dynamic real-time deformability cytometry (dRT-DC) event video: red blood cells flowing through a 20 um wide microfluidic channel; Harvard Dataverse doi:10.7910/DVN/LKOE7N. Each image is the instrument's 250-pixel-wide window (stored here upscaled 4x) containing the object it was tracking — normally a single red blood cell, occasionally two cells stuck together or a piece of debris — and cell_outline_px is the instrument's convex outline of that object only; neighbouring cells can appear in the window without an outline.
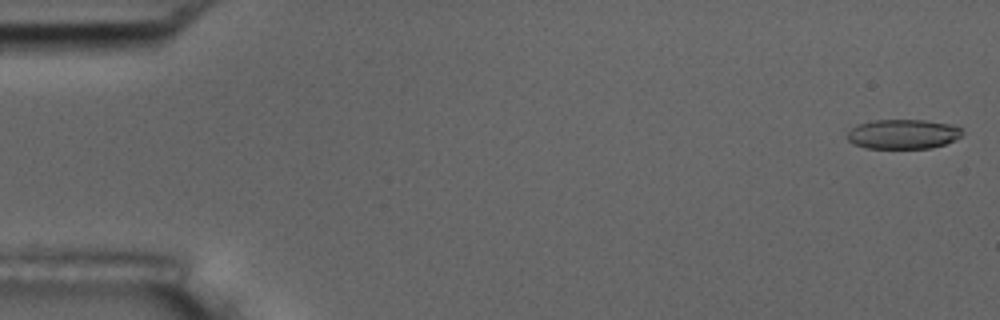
{"species": "common noctule bat (a hibernating species)", "species_latin": "Nyctalus noctula", "temperature_condition": "room temperature", "stored_images_in_passage": 56, "camera_frame_rate_fps": 3000, "um_per_image_px": 0.085, "animal": {"sex": "male", "body_mass_g": 17.5, "forearm_length_mm": 52.3}, "frame": {"image": 1, "passage_image": 2, "time_ms": 0.333, "image_size_px": [1000, 320], "cell_outline_px": [[964, 132], [956, 140], [932, 148], [864, 148], [852, 144], [848, 140], [848, 132], [856, 124], [872, 120], [924, 120], [948, 124], [960, 128]], "centroid_in_image_um": [76.73, 11.4], "position_along_channel_um": 8.3, "area_um2": 19.88}}
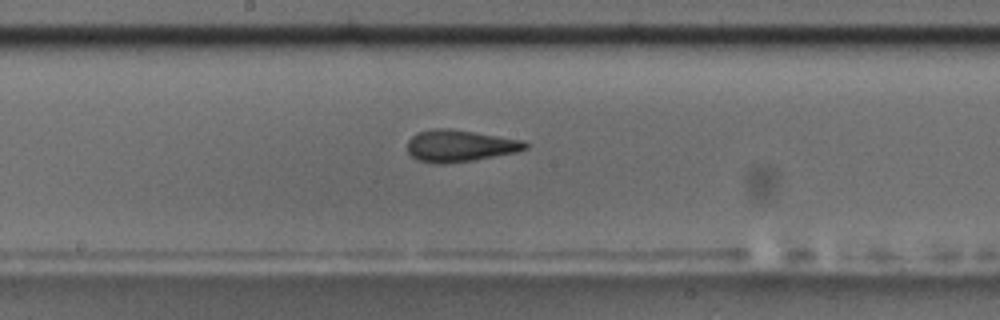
{"frame": {"image": 2, "passage_image": 30, "time_ms": 9.667, "image_size_px": [1000, 320], "cell_outline_px": [[528, 148], [516, 152], [472, 160], [444, 164], [432, 164], [416, 160], [408, 152], [408, 140], [416, 132], [432, 128], [452, 128], [524, 140], [528, 144]], "centroid_in_image_um": [39.06, 12.38], "position_along_channel_um": 209.1, "area_um2": 22.14}}
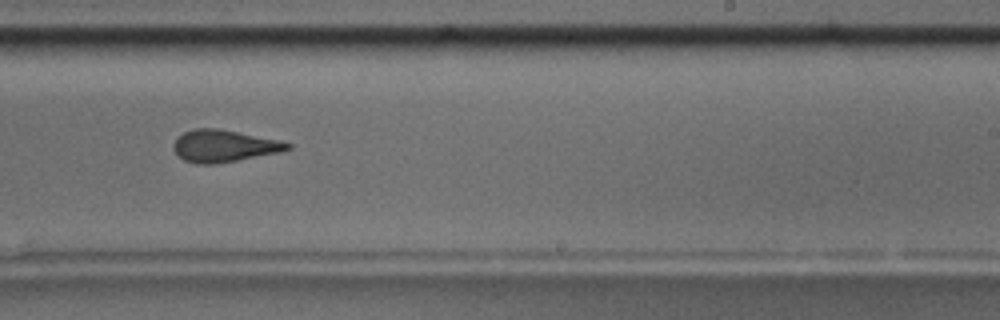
{"frame": {"image": 3, "passage_image": 35, "time_ms": 11.333, "image_size_px": [1000, 320], "cell_outline_px": [[292, 148], [280, 152], [216, 164], [196, 164], [184, 160], [172, 148], [172, 144], [184, 132], [192, 128], [220, 128], [276, 140], [292, 144]], "centroid_in_image_um": [19.01, 12.4], "position_along_channel_um": 270.0, "area_um2": 21.15}, "authors_computed_cell_mechanics": {"area_um2": 21.5016, "velocity_mm_per_s": 3.6606, "shape_relaxation_time_tau1_ms": 7.2243, "shape_relaxation_time_tau2_ms": 2.4138, "deformation_change_tau1": 0.16, "deformation_change_tau2": 0.1121}}